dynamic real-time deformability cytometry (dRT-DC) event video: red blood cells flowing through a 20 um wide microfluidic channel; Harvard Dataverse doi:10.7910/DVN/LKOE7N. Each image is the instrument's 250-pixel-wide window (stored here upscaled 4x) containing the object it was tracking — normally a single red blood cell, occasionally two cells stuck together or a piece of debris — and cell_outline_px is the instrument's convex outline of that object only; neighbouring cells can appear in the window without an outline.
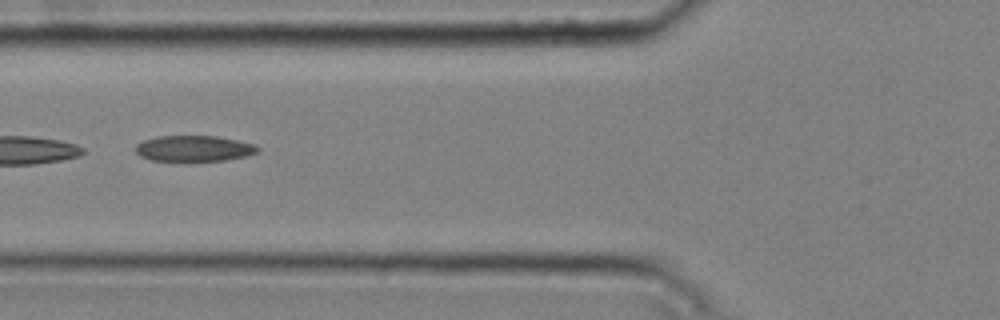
{"species": "common noctule bat (a hibernating species)", "species_latin": "Nyctalus noctula", "temperature_condition": "cold", "stored_images_in_passage": 4, "camera_frame_rate_fps": 3000, "um_per_image_px": 0.085, "animal": {"sex": "male", "body_mass_g": 20.4}, "frame": {"image": 1, "passage_image": 2, "time_ms": 0.333, "image_size_px": [1000, 320], "cell_outline_px": [[260, 148], [256, 152], [244, 156], [224, 160], [184, 164], [152, 160], [140, 156], [136, 152], [136, 144], [144, 140], [160, 136], [216, 136], [236, 140], [252, 144]], "centroid_in_image_um": [16.42, 12.67], "position_along_channel_um": 109.4, "area_um2": 18.96}}
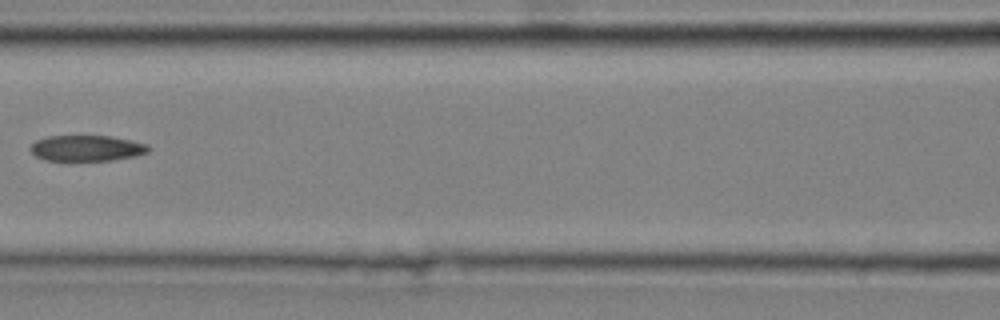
{"frame": {"image": 2, "passage_image": 3, "time_ms": 0.667, "image_size_px": [1000, 320], "cell_outline_px": [[152, 148], [148, 152], [136, 156], [112, 160], [44, 160], [36, 156], [32, 152], [32, 144], [36, 140], [48, 136], [108, 136], [148, 144]], "centroid_in_image_um": [7.4, 12.59], "position_along_channel_um": 159.2, "area_um2": 17.57}}
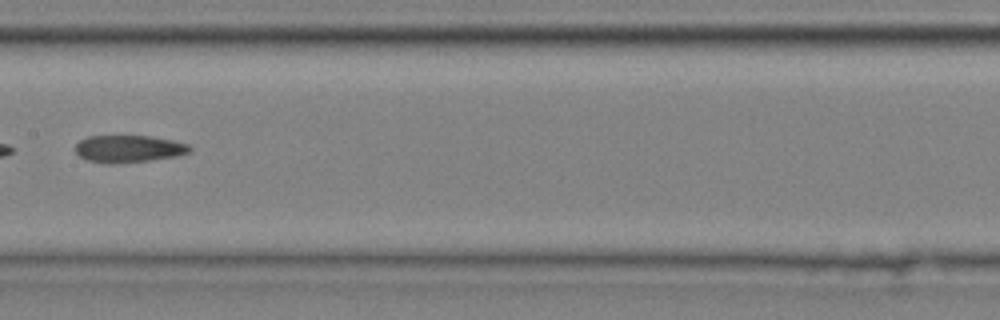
{"frame": {"image": 3, "passage_image": 4, "time_ms": 1.0, "image_size_px": [1000, 320], "cell_outline_px": [[192, 152], [180, 156], [152, 160], [112, 164], [104, 164], [88, 160], [80, 156], [76, 152], [76, 144], [80, 140], [88, 136], [152, 136], [172, 140], [188, 144], [192, 148]], "centroid_in_image_um": [10.98, 12.66], "position_along_channel_um": 196.4, "area_um2": 18.38}}